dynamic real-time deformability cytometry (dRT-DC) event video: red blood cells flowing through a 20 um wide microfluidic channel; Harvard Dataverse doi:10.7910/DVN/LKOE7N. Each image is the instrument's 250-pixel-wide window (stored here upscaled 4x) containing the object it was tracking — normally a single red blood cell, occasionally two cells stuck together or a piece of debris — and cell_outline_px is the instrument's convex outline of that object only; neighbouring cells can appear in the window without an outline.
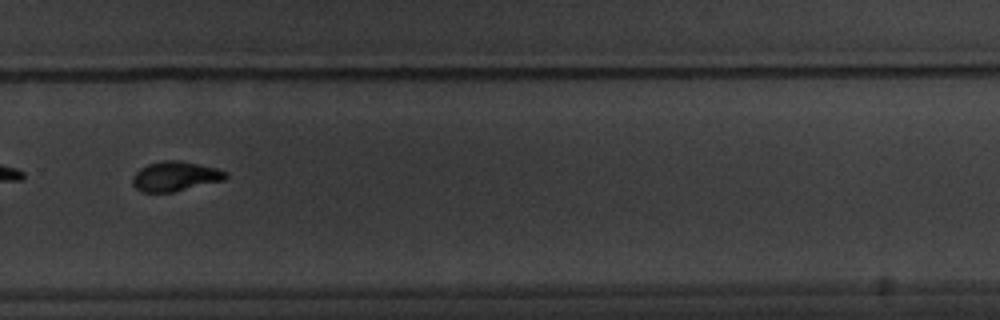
{"species": "common noctule bat (a hibernating species)", "species_latin": "Nyctalus noctula", "temperature_condition": "warm", "stored_images_in_passage": 16, "camera_frame_rate_fps": 3000, "um_per_image_px": 0.085, "animal": {"sex": "male", "body_mass_g": 20.1, "forearm_length_mm": 53.5}, "frame": {"image": 1, "passage_image": 12, "time_ms": 13.0, "image_size_px": [1000, 320], "cell_outline_px": [[228, 176], [224, 180], [172, 192], [144, 192], [136, 188], [132, 184], [132, 176], [140, 168], [148, 164], [164, 160], [180, 160], [216, 168], [228, 172]], "centroid_in_image_um": [14.89, 14.98], "position_along_channel_um": 314.9, "area_um2": 16.07}, "authors_computed_cell_mechanics": {"area_um2": 16.7042, "velocity_mm_per_s": 3.388, "shape_relaxation_time_tau1_ms": 2.0207, "shape_relaxation_time_tau2_ms": 2.0783, "deformation_change_tau1": 0.1043, "deformation_change_tau2": 0.064}}